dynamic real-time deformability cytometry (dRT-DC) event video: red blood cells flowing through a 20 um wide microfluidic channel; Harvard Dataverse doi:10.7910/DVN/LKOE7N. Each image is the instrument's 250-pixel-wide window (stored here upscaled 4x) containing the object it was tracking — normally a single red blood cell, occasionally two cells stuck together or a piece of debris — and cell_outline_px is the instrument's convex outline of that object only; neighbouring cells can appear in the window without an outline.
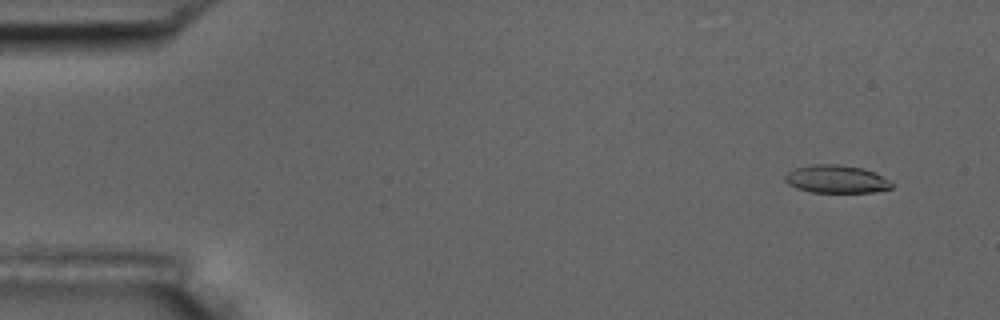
{"species": "common noctule bat (a hibernating species)", "species_latin": "Nyctalus noctula", "temperature_condition": "room temperature", "stored_images_in_passage": 7, "camera_frame_rate_fps": 3000, "um_per_image_px": 0.085, "animal": {"sex": "male", "body_mass_g": 17.5, "forearm_length_mm": 52.3}, "frame": {"image": 1, "passage_image": 1, "time_ms": 0.0, "image_size_px": [1000, 320], "cell_outline_px": [[892, 188], [872, 192], [812, 192], [796, 188], [788, 184], [784, 180], [784, 176], [788, 172], [796, 168], [816, 164], [840, 164], [864, 168], [876, 172], [892, 180]], "centroid_in_image_um": [71.13, 15.22], "position_along_channel_um": 13.9, "area_um2": 17.51}}
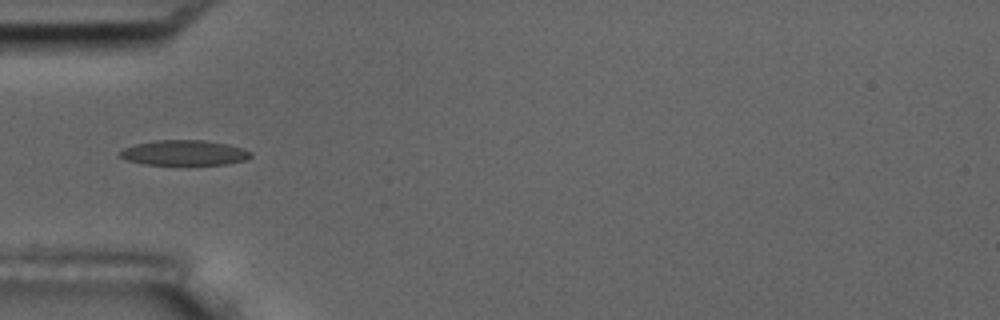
{"frame": {"image": 2, "passage_image": 5, "time_ms": 4.667, "image_size_px": [1000, 320], "cell_outline_px": [[252, 156], [244, 160], [228, 164], [188, 168], [144, 164], [128, 160], [116, 156], [116, 152], [124, 148], [136, 144], [156, 140], [204, 140], [244, 148], [252, 152]], "centroid_in_image_um": [15.64, 13.05], "position_along_channel_um": 69.4, "area_um2": 20.35}}